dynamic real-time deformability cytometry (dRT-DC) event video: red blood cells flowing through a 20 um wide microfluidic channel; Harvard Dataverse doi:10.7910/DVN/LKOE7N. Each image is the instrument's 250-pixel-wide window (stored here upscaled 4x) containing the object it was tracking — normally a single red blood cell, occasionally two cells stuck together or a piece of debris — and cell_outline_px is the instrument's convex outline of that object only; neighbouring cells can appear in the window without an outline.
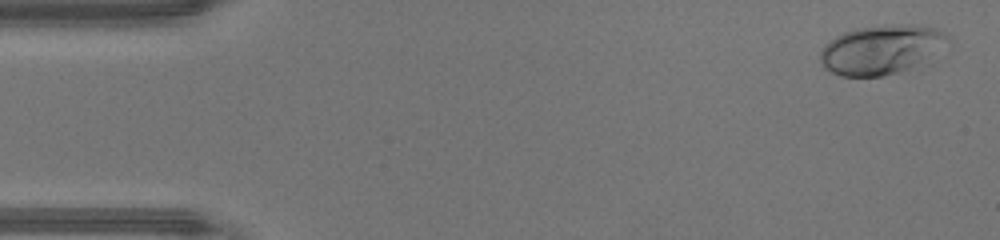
{"species": "human", "species_latin": "Homo sapiens", "temperature_condition": "warm", "stored_images_in_passage": 47, "camera_frame_rate_fps": 3000, "um_per_image_px": 0.085, "donor": {"sex": "male"}, "frame": {"image": 1, "passage_image": 2, "time_ms": 0.333, "image_size_px": [1000, 240], "cell_outline_px": [[948, 40], [908, 68], [896, 72], [880, 76], [844, 76], [832, 72], [824, 68], [820, 64], [820, 52], [836, 36], [844, 32], [856, 28], [884, 24], [912, 24], [936, 28], [948, 36]], "centroid_in_image_um": [74.79, 4.18], "position_along_channel_um": 10.2, "area_um2": 35.32}}
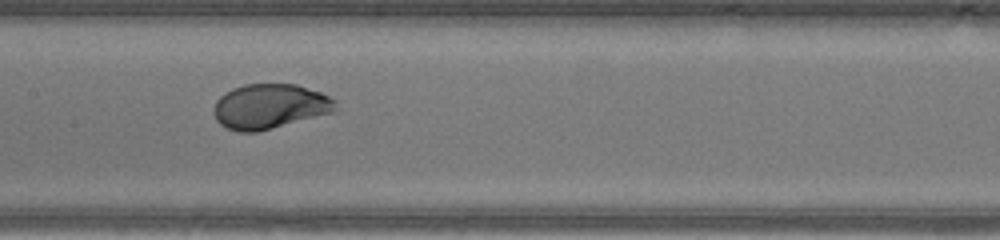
{"frame": {"image": 2, "passage_image": 23, "time_ms": 7.333, "image_size_px": [1000, 240], "cell_outline_px": [[336, 108], [332, 112], [256, 132], [240, 132], [228, 128], [220, 124], [216, 120], [212, 112], [216, 100], [224, 92], [232, 88], [244, 84], [296, 84], [320, 92], [336, 100]], "centroid_in_image_um": [22.88, 9.03], "position_along_channel_um": 184.5, "area_um2": 31.67}}
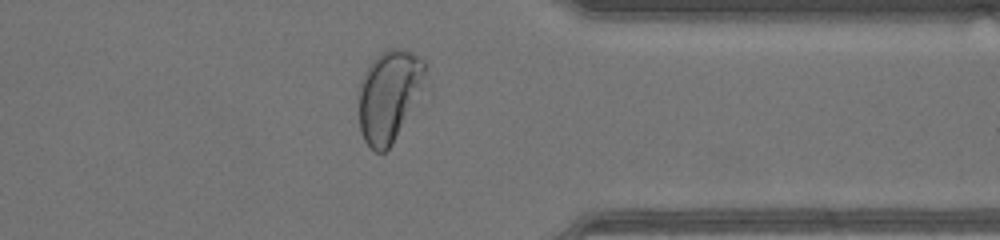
{"frame": {"image": 3, "passage_image": 37, "time_ms": 12.0, "image_size_px": [1000, 240], "cell_outline_px": [[424, 72], [420, 84], [392, 144], [384, 152], [376, 152], [364, 140], [360, 128], [360, 80], [364, 72], [372, 60], [376, 56], [388, 48], [404, 48], [412, 52], [424, 60]], "centroid_in_image_um": [32.98, 8.07], "position_along_channel_um": 378.4, "area_um2": 33.7}, "authors_computed_cell_mechanics": {"area_um2": 32.657, "velocity_mm_per_s": 4.3531, "shape_relaxation_time_tau1_ms": 3.0174, "shape_relaxation_time_tau2_ms": null, "deformation_change_tau1": 0.1891, "deformation_change_tau2": null}}